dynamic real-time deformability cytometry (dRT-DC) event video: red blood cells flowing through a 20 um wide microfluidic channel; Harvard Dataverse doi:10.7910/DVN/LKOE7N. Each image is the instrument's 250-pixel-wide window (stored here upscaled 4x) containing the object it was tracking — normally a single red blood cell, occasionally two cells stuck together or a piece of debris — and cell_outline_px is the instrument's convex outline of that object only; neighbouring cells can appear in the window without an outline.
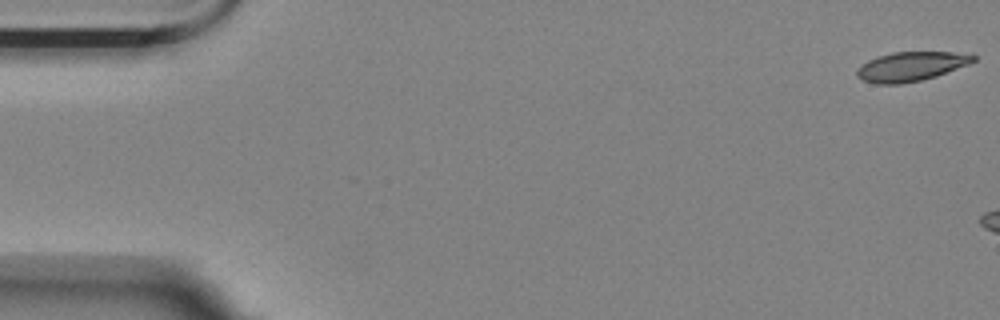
{"species": "Egyptian fruit bat (a non-hibernating species)", "species_latin": "Rousettus aegyptiacus", "temperature_condition": "room temperature", "stored_images_in_passage": 3, "camera_frame_rate_fps": 3000, "um_per_image_px": 0.085, "animal": {"sex": "female"}, "frame": {"image": 1, "passage_image": 1, "time_ms": 0.0, "image_size_px": [1000, 320], "cell_outline_px": [[976, 60], [968, 64], [936, 76], [920, 80], [900, 84], [876, 84], [864, 80], [856, 76], [856, 72], [868, 60], [876, 56], [892, 52], [952, 52], [976, 56]], "centroid_in_image_um": [77.41, 5.65], "position_along_channel_um": 7.6, "area_um2": 19.59}}